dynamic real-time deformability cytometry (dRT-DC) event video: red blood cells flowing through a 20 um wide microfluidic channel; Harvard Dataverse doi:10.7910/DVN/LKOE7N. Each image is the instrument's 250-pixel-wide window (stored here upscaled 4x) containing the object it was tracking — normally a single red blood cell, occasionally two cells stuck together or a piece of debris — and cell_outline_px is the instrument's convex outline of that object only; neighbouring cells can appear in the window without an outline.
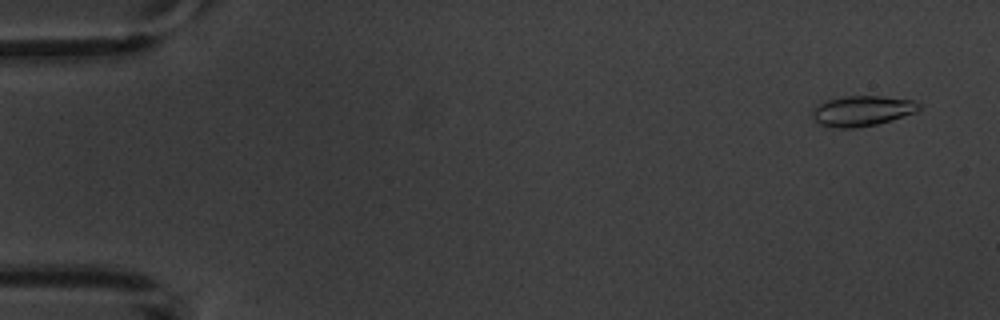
{"species": "common noctule bat (a hibernating species)", "species_latin": "Nyctalus noctula", "temperature_condition": "warm", "stored_images_in_passage": 5, "camera_frame_rate_fps": 3000, "um_per_image_px": 0.085, "animal": {"sex": "male", "body_mass_g": 20.1, "forearm_length_mm": 53.5}, "frame": {"image": 1, "passage_image": 1, "time_ms": 0.0, "image_size_px": [1000, 320], "cell_outline_px": [[920, 108], [916, 112], [876, 124], [852, 128], [836, 128], [820, 124], [812, 116], [812, 112], [816, 104], [828, 100], [844, 96], [880, 96], [912, 100], [920, 104]], "centroid_in_image_um": [73.25, 9.42], "position_along_channel_um": 11.7, "area_um2": 18.61}}